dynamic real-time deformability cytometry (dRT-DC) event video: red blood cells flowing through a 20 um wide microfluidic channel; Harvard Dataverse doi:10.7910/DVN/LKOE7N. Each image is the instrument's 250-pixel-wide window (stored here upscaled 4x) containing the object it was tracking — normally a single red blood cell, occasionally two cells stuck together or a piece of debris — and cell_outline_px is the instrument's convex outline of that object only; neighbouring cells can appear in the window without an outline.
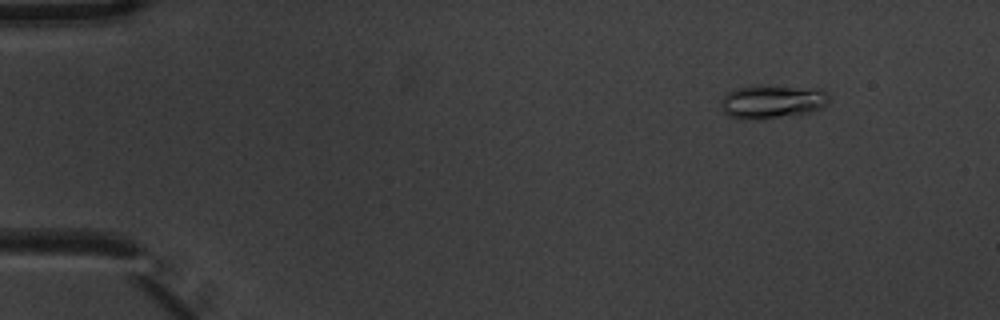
{"species": "common noctule bat (a hibernating species)", "species_latin": "Nyctalus noctula", "temperature_condition": "warm", "stored_images_in_passage": 4, "camera_frame_rate_fps": 3000, "um_per_image_px": 0.085, "animal": {"sex": "male", "body_mass_g": 20.1, "forearm_length_mm": 53.5}, "frame": {"image": 1, "passage_image": 2, "time_ms": 0.333, "image_size_px": [1000, 320], "cell_outline_px": [[828, 104], [820, 108], [808, 112], [744, 120], [736, 120], [728, 116], [724, 112], [720, 104], [720, 100], [728, 92], [736, 88], [756, 84], [820, 88], [828, 96]], "centroid_in_image_um": [65.57, 8.6], "position_along_channel_um": 19.4, "area_um2": 21.21}}